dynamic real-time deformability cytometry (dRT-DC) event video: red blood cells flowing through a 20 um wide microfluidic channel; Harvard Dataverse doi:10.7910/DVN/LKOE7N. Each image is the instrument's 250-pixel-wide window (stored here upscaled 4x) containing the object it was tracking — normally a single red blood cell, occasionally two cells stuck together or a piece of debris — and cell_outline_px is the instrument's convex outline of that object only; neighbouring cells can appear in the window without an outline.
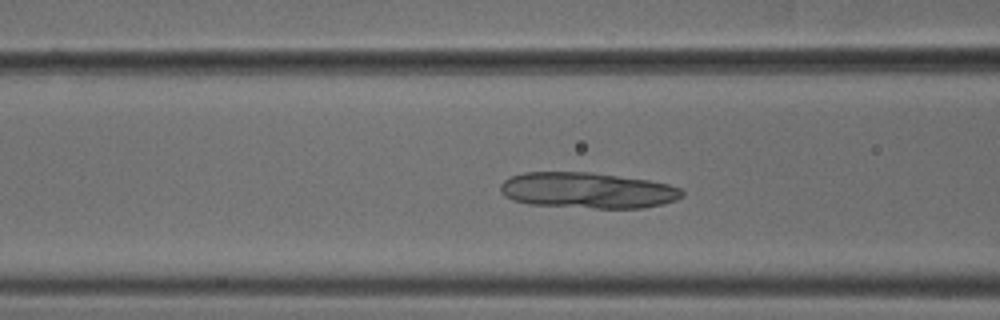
{"species": "common noctule bat (a hibernating species)", "species_latin": "Nyctalus noctula", "temperature_condition": "cold", "stored_images_in_passage": 52, "camera_frame_rate_fps": 3000, "um_per_image_px": 0.085, "animal": {"sex": "male", "body_mass_g": 18.8}, "frame": {"image": 1, "passage_image": 20, "time_ms": 6.333, "image_size_px": [1000, 320], "cell_outline_px": [[684, 196], [676, 200], [644, 208], [596, 208], [528, 204], [512, 200], [504, 196], [500, 192], [500, 184], [504, 180], [512, 176], [524, 172], [592, 172], [648, 180], [668, 184], [680, 188], [684, 192]], "centroid_in_image_um": [49.92, 16.18], "position_along_channel_um": 116.7, "area_um2": 38.09}}
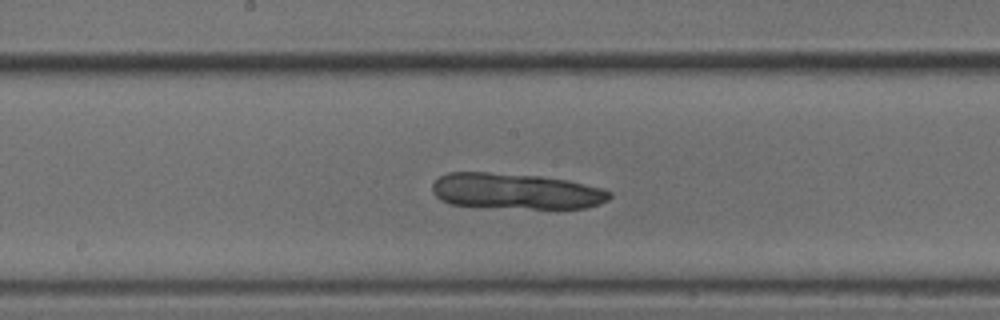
{"frame": {"image": 2, "passage_image": 27, "time_ms": 8.667, "image_size_px": [1000, 320], "cell_outline_px": [[612, 196], [608, 200], [600, 204], [584, 208], [532, 208], [448, 204], [440, 200], [432, 192], [432, 184], [440, 176], [448, 172], [488, 172], [540, 176], [568, 180], [600, 188], [612, 192]], "centroid_in_image_um": [43.84, 16.24], "position_along_channel_um": 204.4, "area_um2": 36.82}}
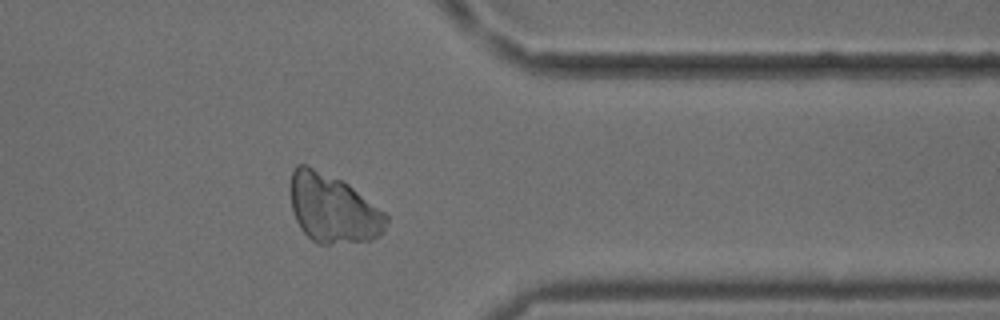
{"frame": {"image": 3, "passage_image": 42, "time_ms": 13.667, "image_size_px": [1000, 320], "cell_outline_px": [[388, 220], [384, 232], [372, 240], [328, 244], [316, 244], [300, 228], [296, 220], [292, 208], [292, 172], [296, 164], [304, 164], [340, 180], [348, 184], [384, 212], [388, 216]], "centroid_in_image_um": [28.32, 17.77], "position_along_channel_um": 383.1, "area_um2": 37.74}}